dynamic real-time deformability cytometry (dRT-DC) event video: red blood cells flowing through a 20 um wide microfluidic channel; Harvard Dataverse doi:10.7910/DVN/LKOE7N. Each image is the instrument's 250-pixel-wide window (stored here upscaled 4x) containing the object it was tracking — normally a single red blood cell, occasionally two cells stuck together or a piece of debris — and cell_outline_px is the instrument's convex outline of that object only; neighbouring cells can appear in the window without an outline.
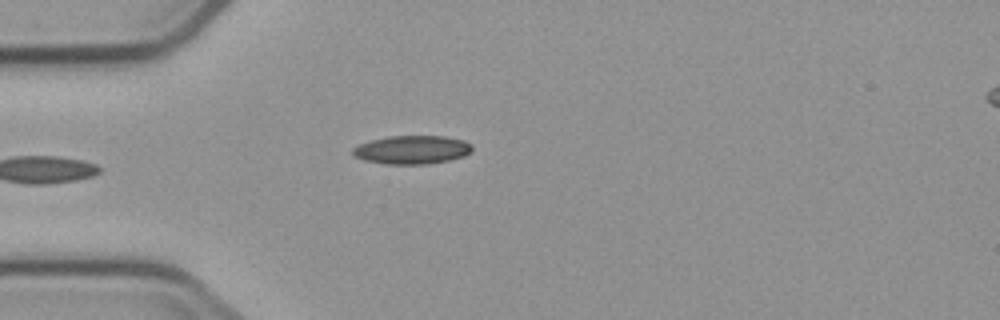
{"species": "common noctule bat (a hibernating species)", "species_latin": "Nyctalus noctula", "temperature_condition": "cold", "stored_images_in_passage": 4, "camera_frame_rate_fps": 3000, "um_per_image_px": 0.085, "animal": {"sex": "male", "body_mass_g": 23.1, "forearm_length_mm": 52.7}, "frame": {"image": 1, "passage_image": 3, "time_ms": 2.333, "image_size_px": [1000, 320], "cell_outline_px": [[472, 152], [464, 156], [448, 160], [428, 164], [388, 164], [364, 160], [352, 156], [352, 148], [360, 144], [372, 140], [388, 136], [444, 136], [464, 140], [472, 144]], "centroid_in_image_um": [35.03, 12.73], "position_along_channel_um": 50.0, "area_um2": 19.88}}